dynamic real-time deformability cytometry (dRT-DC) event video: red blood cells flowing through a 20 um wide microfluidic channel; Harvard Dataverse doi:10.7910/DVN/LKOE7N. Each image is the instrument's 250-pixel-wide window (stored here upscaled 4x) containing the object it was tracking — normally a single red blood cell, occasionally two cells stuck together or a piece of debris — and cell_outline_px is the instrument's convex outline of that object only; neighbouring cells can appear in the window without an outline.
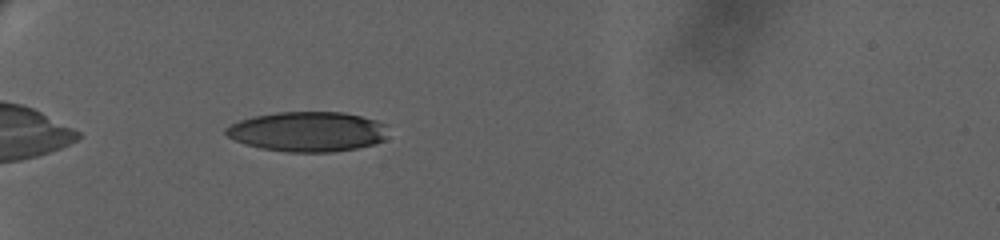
{"species": "human", "species_latin": "Homo sapiens", "temperature_condition": "warm", "stored_images_in_passage": 45, "camera_frame_rate_fps": 3000, "um_per_image_px": 0.085, "donor": {"sex": "female"}, "frame": {"image": 1, "passage_image": 4, "time_ms": 1.0, "image_size_px": [1000, 240], "cell_outline_px": [[388, 124], [384, 140], [376, 144], [356, 148], [332, 152], [288, 152], [260, 148], [244, 144], [228, 136], [224, 132], [224, 128], [240, 120], [252, 116], [276, 112], [344, 112], [376, 120]], "centroid_in_image_um": [26.16, 11.18], "position_along_channel_um": 58.8, "area_um2": 37.97}}
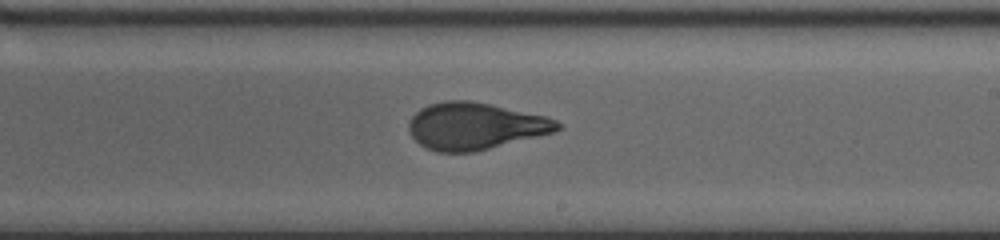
{"frame": {"image": 2, "passage_image": 23, "time_ms": 7.333, "image_size_px": [1000, 240], "cell_outline_px": [[564, 124], [560, 128], [552, 132], [476, 152], [436, 152], [424, 148], [412, 136], [408, 128], [408, 124], [412, 116], [420, 108], [428, 104], [444, 100], [468, 100], [488, 104], [544, 116], [556, 120]], "centroid_in_image_um": [40.33, 10.72], "position_along_channel_um": 248.7, "area_um2": 40.46}}
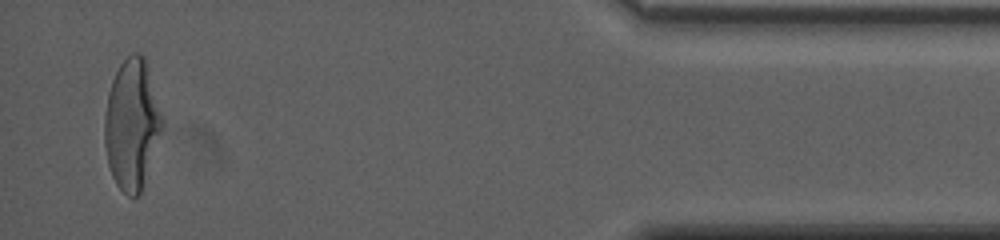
{"frame": {"image": 3, "passage_image": 44, "time_ms": 14.0, "image_size_px": [1000, 240], "cell_outline_px": [[164, 128], [140, 192], [136, 196], [128, 196], [116, 184], [112, 176], [108, 164], [104, 144], [104, 116], [108, 92], [112, 80], [120, 64], [132, 52], [140, 52], [144, 56], [164, 120]], "centroid_in_image_um": [11.21, 10.55], "position_along_channel_um": 424.0, "area_um2": 43.75}, "authors_computed_cell_mechanics": {"area_um2": 40.46, "velocity_mm_per_s": 3.4223, "shape_relaxation_time_tau1_ms": 6.1393, "shape_relaxation_time_tau2_ms": 0.996, "deformation_change_tau1": 0.2466, "deformation_change_tau2": 0.0819}}